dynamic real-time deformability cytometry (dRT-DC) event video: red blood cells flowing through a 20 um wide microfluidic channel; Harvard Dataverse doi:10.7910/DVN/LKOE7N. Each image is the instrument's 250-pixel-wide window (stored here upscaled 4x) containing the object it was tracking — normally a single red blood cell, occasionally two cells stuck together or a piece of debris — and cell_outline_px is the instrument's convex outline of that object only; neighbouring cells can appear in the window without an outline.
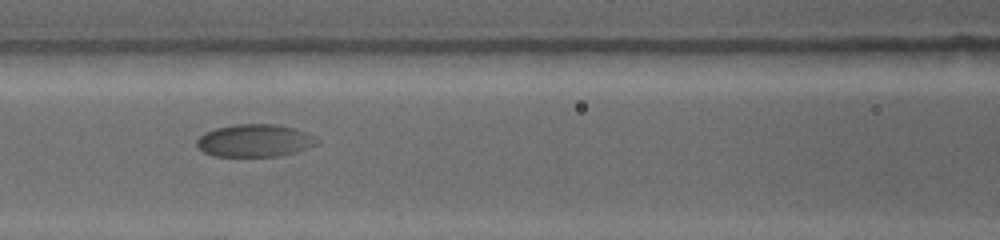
{"species": "common noctule bat (a hibernating species)", "species_latin": "Nyctalus noctula", "temperature_condition": "warm", "stored_images_in_passage": 37, "camera_frame_rate_fps": 4500, "um_per_image_px": 0.085, "animal": {"sex": "female", "body_mass_g": 19.0, "forearm_length_mm": 53.3}, "frame": {"image": 1, "passage_image": 5, "time_ms": 1.556, "image_size_px": [1000, 240], "cell_outline_px": [[320, 140], [316, 144], [296, 152], [280, 156], [212, 156], [204, 152], [196, 144], [196, 140], [204, 132], [216, 128], [236, 124], [276, 124], [296, 128], [308, 132], [316, 136]], "centroid_in_image_um": [21.68, 11.94], "position_along_channel_um": 144.9, "area_um2": 23.0}}
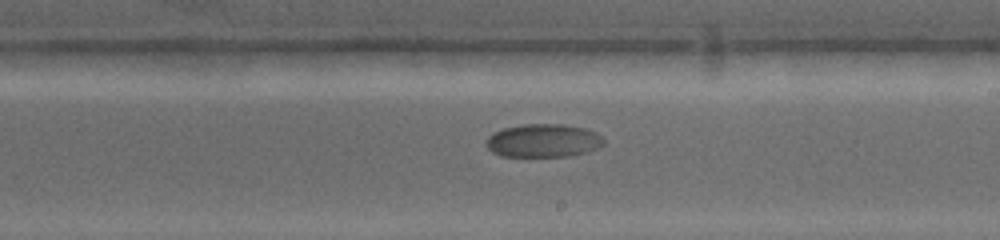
{"frame": {"image": 2, "passage_image": 12, "time_ms": 4.444, "image_size_px": [1000, 240], "cell_outline_px": [[604, 144], [588, 152], [572, 156], [500, 156], [492, 152], [484, 144], [488, 136], [492, 132], [504, 128], [524, 124], [564, 124], [584, 128], [596, 132], [604, 140]], "centroid_in_image_um": [46.15, 11.95], "position_along_channel_um": 242.8, "area_um2": 22.95}}
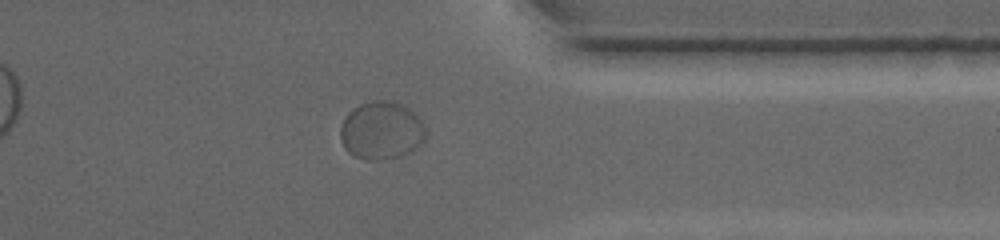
{"frame": {"image": 3, "passage_image": 23, "time_ms": 8.667, "image_size_px": [1000, 240], "cell_outline_px": [[428, 132], [424, 144], [412, 152], [400, 156], [380, 160], [364, 160], [348, 152], [344, 148], [340, 140], [340, 128], [348, 112], [352, 108], [360, 104], [372, 100], [388, 100], [400, 104], [408, 108], [424, 124]], "centroid_in_image_um": [32.44, 11.11], "position_along_channel_um": 379.0, "area_um2": 29.3}}